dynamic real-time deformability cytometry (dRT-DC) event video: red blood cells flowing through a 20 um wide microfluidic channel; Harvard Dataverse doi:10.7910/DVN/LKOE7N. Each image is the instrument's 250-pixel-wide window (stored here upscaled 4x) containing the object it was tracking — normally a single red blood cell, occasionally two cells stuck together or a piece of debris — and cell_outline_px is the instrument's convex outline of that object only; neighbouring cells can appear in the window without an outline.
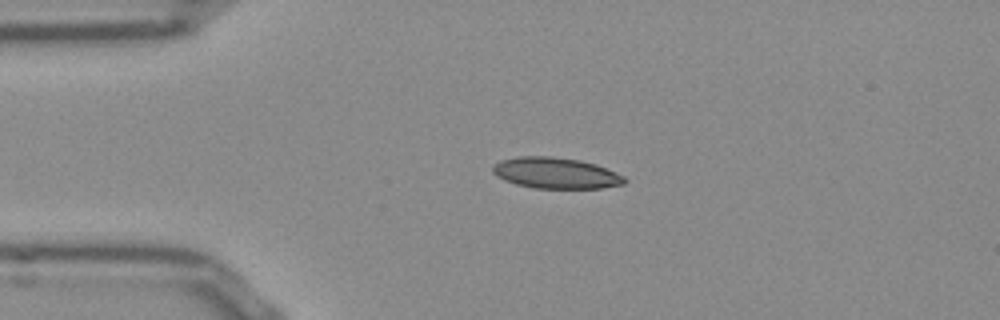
{"species": "Egyptian fruit bat (a non-hibernating species)", "species_latin": "Rousettus aegyptiacus", "temperature_condition": "room temperature", "stored_images_in_passage": 42, "camera_frame_rate_fps": 3000, "um_per_image_px": 0.085, "frame": {"image": 1, "passage_image": 1, "time_ms": 0.0, "image_size_px": [1000, 320], "cell_outline_px": [[628, 180], [624, 184], [600, 188], [532, 188], [516, 184], [504, 180], [496, 176], [492, 172], [492, 168], [500, 160], [520, 156], [552, 156], [580, 160], [596, 164], [624, 176]], "centroid_in_image_um": [47.24, 14.71], "position_along_channel_um": 37.8, "area_um2": 23.87}}
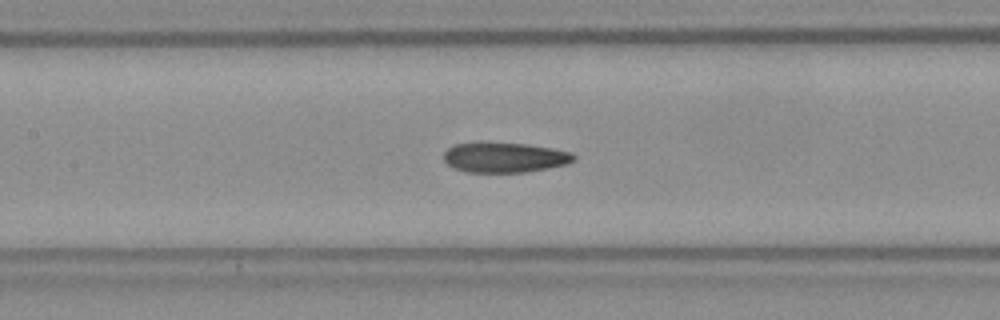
{"frame": {"image": 2, "passage_image": 13, "time_ms": 4.0, "image_size_px": [1000, 320], "cell_outline_px": [[576, 156], [568, 164], [548, 168], [524, 172], [468, 172], [456, 168], [448, 164], [444, 160], [444, 152], [448, 148], [456, 144], [528, 144], [552, 148], [572, 152]], "centroid_in_image_um": [42.94, 13.4], "position_along_channel_um": 164.5, "area_um2": 22.2}}
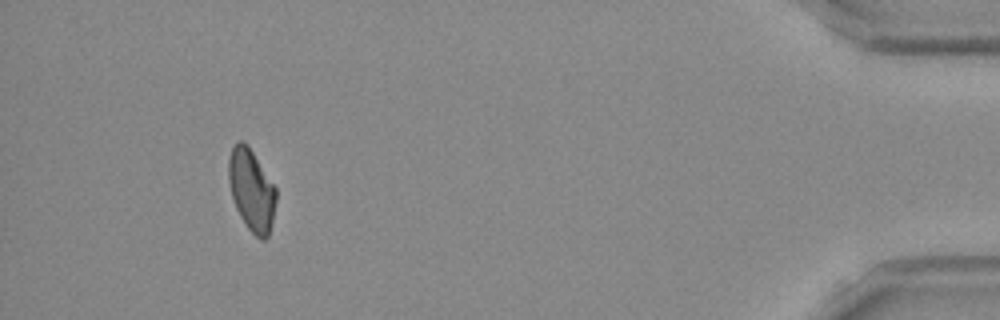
{"frame": {"image": 3, "passage_image": 38, "time_ms": 12.333, "image_size_px": [1000, 320], "cell_outline_px": [[276, 200], [272, 224], [268, 236], [264, 240], [260, 240], [248, 228], [240, 216], [236, 208], [232, 196], [228, 180], [228, 160], [232, 148], [240, 140], [244, 140], [276, 188]], "centroid_in_image_um": [21.37, 16.18], "position_along_channel_um": 413.8, "area_um2": 22.37}, "authors_computed_cell_mechanics": {"area_um2": 23.1778, "velocity_mm_per_s": 3.8302, "shape_relaxation_time_tau1_ms": null, "shape_relaxation_time_tau2_ms": 8.9258, "deformation_change_tau1": null, "deformation_change_tau2": 0.1761}}